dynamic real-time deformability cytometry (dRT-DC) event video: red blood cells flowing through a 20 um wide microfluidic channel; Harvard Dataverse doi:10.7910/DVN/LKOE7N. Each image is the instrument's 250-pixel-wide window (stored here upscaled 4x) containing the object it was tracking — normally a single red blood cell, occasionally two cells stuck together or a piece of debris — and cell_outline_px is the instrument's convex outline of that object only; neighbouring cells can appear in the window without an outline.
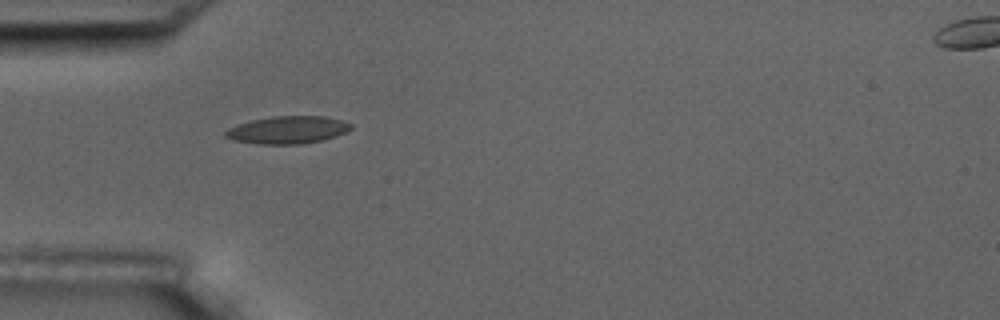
{"species": "common noctule bat (a hibernating species)", "species_latin": "Nyctalus noctula", "temperature_condition": "room temperature", "stored_images_in_passage": 12, "camera_frame_rate_fps": 3000, "um_per_image_px": 0.085, "animal": {"sex": "male", "body_mass_g": 17.5, "forearm_length_mm": 52.3}, "frame": {"image": 1, "passage_image": 1, "time_ms": 0.0, "image_size_px": [1000, 320], "cell_outline_px": [[352, 128], [336, 136], [320, 140], [300, 144], [260, 144], [236, 140], [224, 136], [224, 132], [228, 128], [252, 120], [272, 116], [324, 116], [340, 120], [352, 124]], "centroid_in_image_um": [24.45, 11.03], "position_along_channel_um": 60.6, "area_um2": 19.83}}
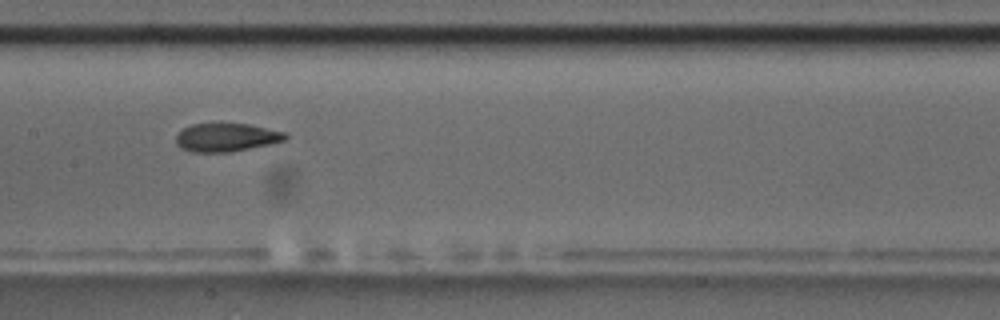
{"frame": {"image": 2, "passage_image": 4, "time_ms": 3.667, "image_size_px": [1000, 320], "cell_outline_px": [[288, 136], [284, 140], [268, 144], [232, 152], [192, 152], [180, 148], [176, 144], [176, 136], [184, 128], [192, 124], [220, 120], [248, 124], [288, 132]], "centroid_in_image_um": [19.22, 11.63], "position_along_channel_um": 188.2, "area_um2": 18.79}}
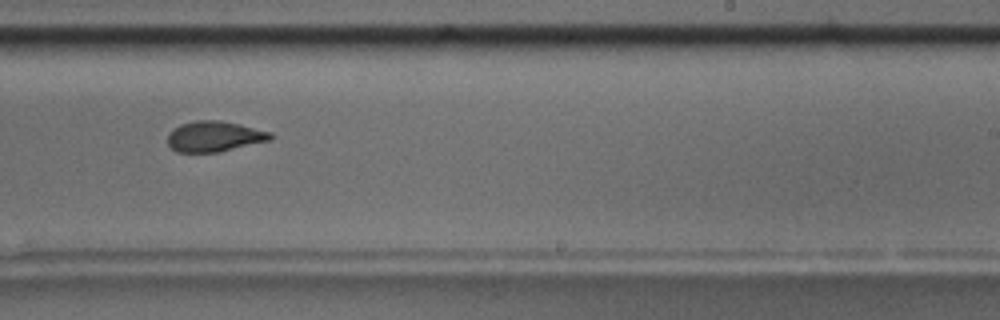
{"frame": {"image": 3, "passage_image": 6, "time_ms": 6.0, "image_size_px": [1000, 320], "cell_outline_px": [[272, 140], [220, 152], [176, 152], [168, 144], [168, 132], [172, 128], [180, 124], [192, 120], [220, 120], [272, 132]], "centroid_in_image_um": [18.2, 11.59], "position_along_channel_um": 270.8, "area_um2": 18.5}, "authors_computed_cell_mechanics": {"area_um2": 18.785, "velocity_mm_per_s": 3.5516, "shape_relaxation_time_tau1_ms": 6.9093, "shape_relaxation_time_tau2_ms": 2.8856, "deformation_change_tau1": 0.148, "deformation_change_tau2": 0.0828}}